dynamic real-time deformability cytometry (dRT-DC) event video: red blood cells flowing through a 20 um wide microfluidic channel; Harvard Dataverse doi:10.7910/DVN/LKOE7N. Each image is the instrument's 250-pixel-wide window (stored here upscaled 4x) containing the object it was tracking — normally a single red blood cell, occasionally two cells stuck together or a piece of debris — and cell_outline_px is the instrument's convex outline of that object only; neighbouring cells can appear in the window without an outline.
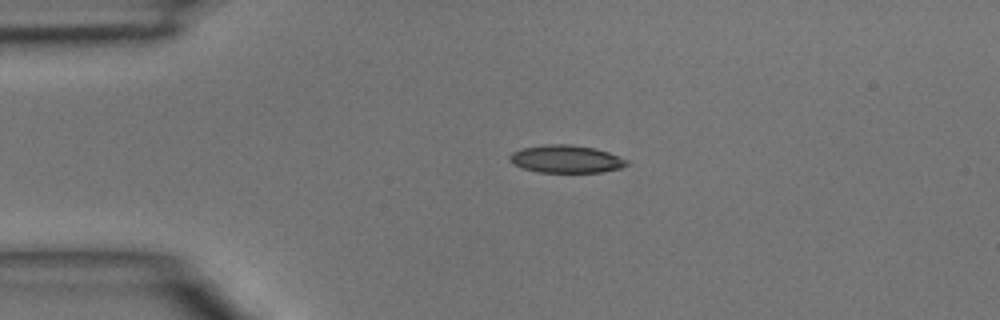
{"species": "common noctule bat (a hibernating species)", "species_latin": "Nyctalus noctula", "temperature_condition": "room temperature", "stored_images_in_passage": 37, "camera_frame_rate_fps": 3000, "um_per_image_px": 0.085, "animal": {"sex": "male", "body_mass_g": 15.6}, "frame": {"image": 1, "passage_image": 1, "time_ms": 0.0, "image_size_px": [1000, 320], "cell_outline_px": [[628, 164], [620, 168], [600, 172], [540, 172], [524, 168], [512, 164], [508, 160], [508, 156], [512, 152], [520, 148], [544, 144], [572, 144], [592, 148], [608, 152], [628, 160]], "centroid_in_image_um": [48.06, 13.51], "position_along_channel_um": 36.9, "area_um2": 18.9}}
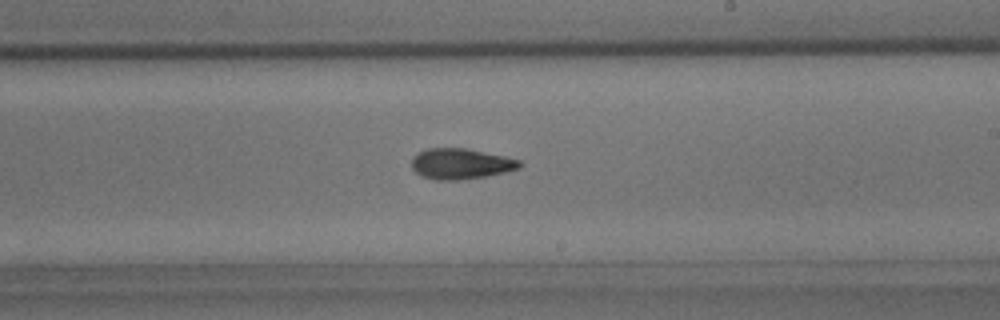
{"frame": {"image": 2, "passage_image": 18, "time_ms": 5.667, "image_size_px": [1000, 320], "cell_outline_px": [[524, 164], [520, 168], [504, 172], [484, 176], [460, 180], [436, 180], [420, 176], [412, 168], [412, 156], [416, 152], [428, 148], [464, 148], [504, 156], [520, 160]], "centroid_in_image_um": [39.13, 13.92], "position_along_channel_um": 249.9, "area_um2": 19.36}}
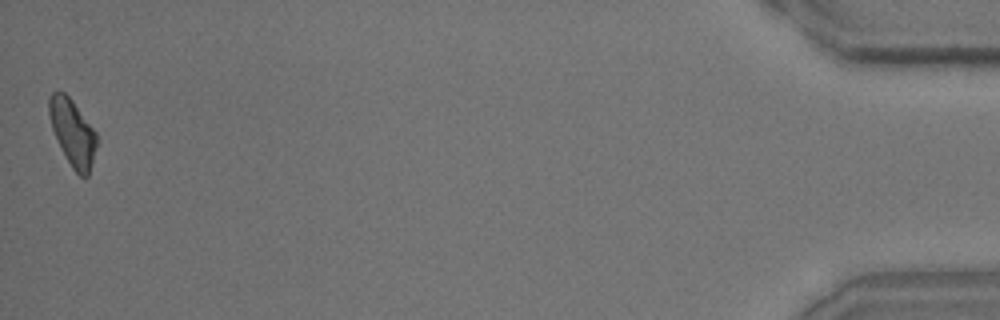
{"frame": {"image": 3, "passage_image": 37, "time_ms": 12.0, "image_size_px": [1000, 320], "cell_outline_px": [[96, 144], [88, 176], [80, 176], [72, 168], [52, 128], [48, 112], [48, 96], [52, 92], [64, 92], [72, 100], [96, 132]], "centroid_in_image_um": [6.15, 11.22], "position_along_channel_um": 429.0, "area_um2": 17.86}}